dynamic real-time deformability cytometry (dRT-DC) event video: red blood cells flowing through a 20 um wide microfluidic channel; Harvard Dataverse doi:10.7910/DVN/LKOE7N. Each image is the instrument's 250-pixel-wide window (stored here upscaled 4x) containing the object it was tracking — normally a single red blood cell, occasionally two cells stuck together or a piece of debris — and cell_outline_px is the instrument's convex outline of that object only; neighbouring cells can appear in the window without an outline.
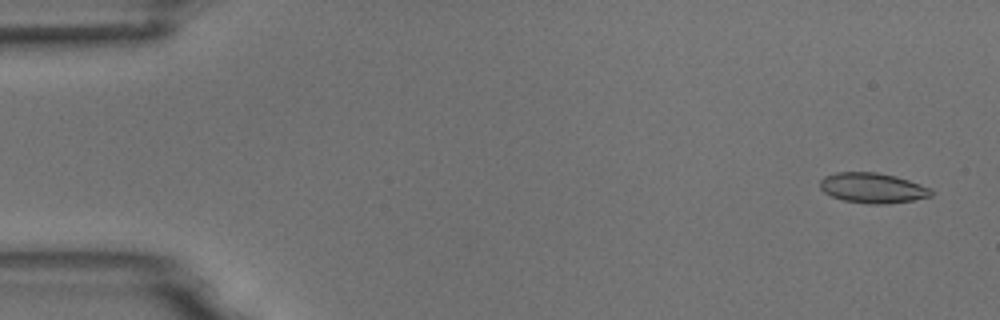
{"species": "common noctule bat (a hibernating species)", "species_latin": "Nyctalus noctula", "temperature_condition": "room temperature", "stored_images_in_passage": 4, "camera_frame_rate_fps": 3000, "um_per_image_px": 0.085, "animal": {"sex": "male", "body_mass_g": 18.8}, "frame": {"image": 1, "passage_image": 1, "time_ms": 0.0, "image_size_px": [1000, 320], "cell_outline_px": [[936, 192], [932, 196], [912, 200], [884, 204], [868, 204], [844, 200], [832, 196], [824, 192], [820, 188], [820, 180], [824, 176], [836, 172], [876, 172], [896, 176], [932, 188]], "centroid_in_image_um": [74.2, 15.97], "position_along_channel_um": 10.8, "area_um2": 19.65}}
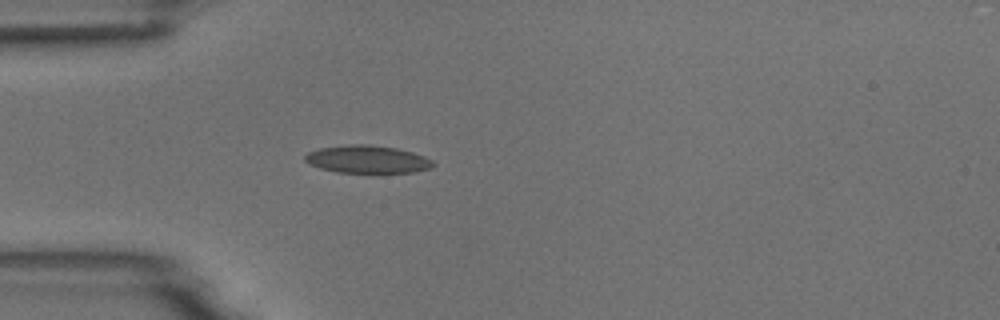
{"frame": {"image": 2, "passage_image": 4, "time_ms": 4.333, "image_size_px": [1000, 320], "cell_outline_px": [[436, 164], [432, 168], [416, 172], [336, 172], [320, 168], [308, 164], [304, 160], [304, 156], [308, 152], [320, 148], [348, 144], [368, 144], [396, 148], [412, 152], [424, 156], [432, 160]], "centroid_in_image_um": [31.23, 13.54], "position_along_channel_um": 53.8, "area_um2": 20.75}}